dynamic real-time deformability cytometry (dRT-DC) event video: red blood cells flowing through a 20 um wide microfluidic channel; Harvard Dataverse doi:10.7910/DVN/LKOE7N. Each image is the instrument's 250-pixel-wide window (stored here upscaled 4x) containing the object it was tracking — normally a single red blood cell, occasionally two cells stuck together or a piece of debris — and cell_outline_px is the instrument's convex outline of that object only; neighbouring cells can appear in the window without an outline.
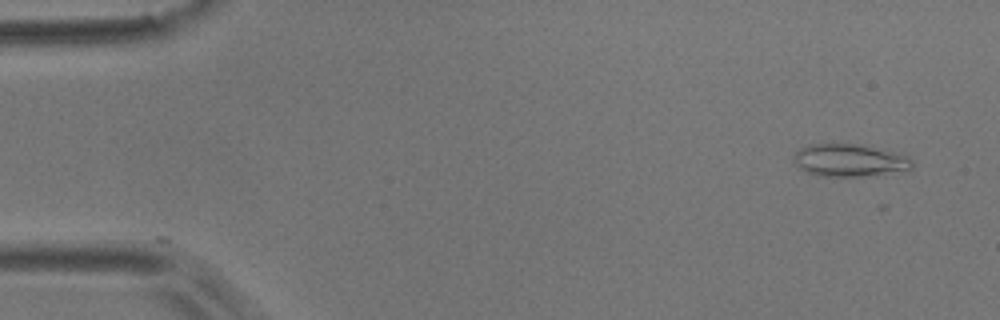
{"species": "common noctule bat (a hibernating species)", "species_latin": "Nyctalus noctula", "temperature_condition": "room temperature", "stored_images_in_passage": 31, "camera_frame_rate_fps": 3000, "um_per_image_px": 0.085, "animal": {"sex": "male", "body_mass_g": 17.9}, "frame": {"image": 1, "passage_image": 1, "time_ms": 0.0, "image_size_px": [1000, 320], "cell_outline_px": [[912, 168], [908, 172], [860, 176], [820, 176], [808, 172], [800, 168], [796, 164], [796, 152], [800, 148], [808, 144], [860, 144], [908, 156], [912, 160]], "centroid_in_image_um": [72.28, 13.64], "position_along_channel_um": 12.7, "area_um2": 22.37}}
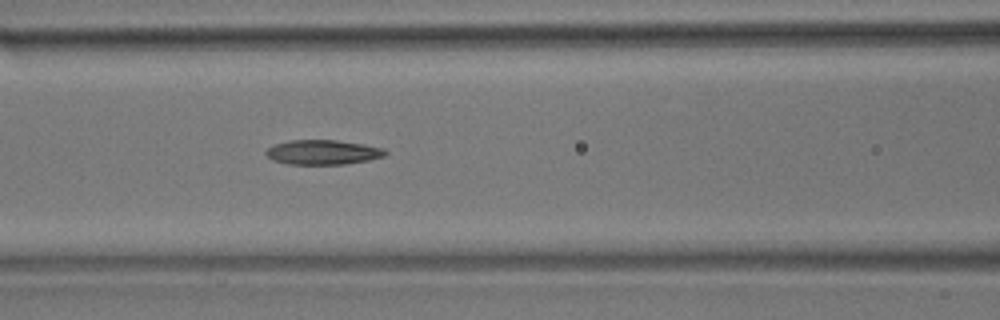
{"frame": {"image": 2, "passage_image": 20, "time_ms": 6.333, "image_size_px": [1000, 320], "cell_outline_px": [[388, 152], [384, 156], [368, 160], [344, 164], [288, 164], [272, 160], [264, 152], [268, 148], [276, 144], [288, 140], [336, 140], [364, 144], [384, 148]], "centroid_in_image_um": [27.44, 12.94], "position_along_channel_um": 139.2, "area_um2": 17.11}}
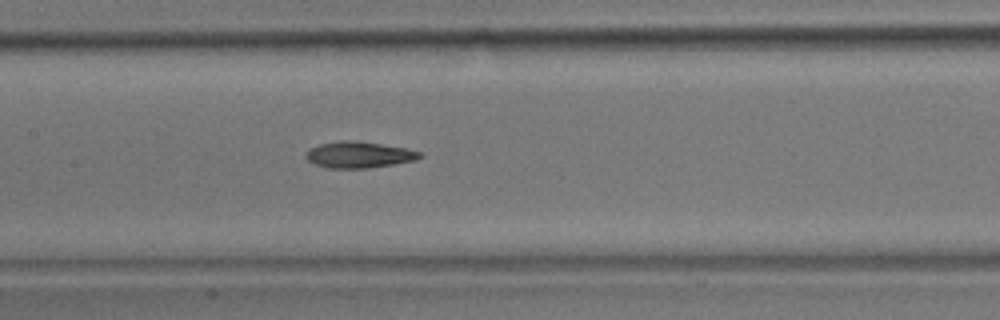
{"frame": {"image": 3, "passage_image": 23, "time_ms": 7.333, "image_size_px": [1000, 320], "cell_outline_px": [[424, 156], [416, 160], [368, 168], [328, 168], [316, 164], [308, 160], [304, 156], [304, 152], [308, 148], [320, 144], [340, 140], [352, 140], [408, 148], [420, 152]], "centroid_in_image_um": [30.48, 13.15], "position_along_channel_um": 176.9, "area_um2": 17.51}}